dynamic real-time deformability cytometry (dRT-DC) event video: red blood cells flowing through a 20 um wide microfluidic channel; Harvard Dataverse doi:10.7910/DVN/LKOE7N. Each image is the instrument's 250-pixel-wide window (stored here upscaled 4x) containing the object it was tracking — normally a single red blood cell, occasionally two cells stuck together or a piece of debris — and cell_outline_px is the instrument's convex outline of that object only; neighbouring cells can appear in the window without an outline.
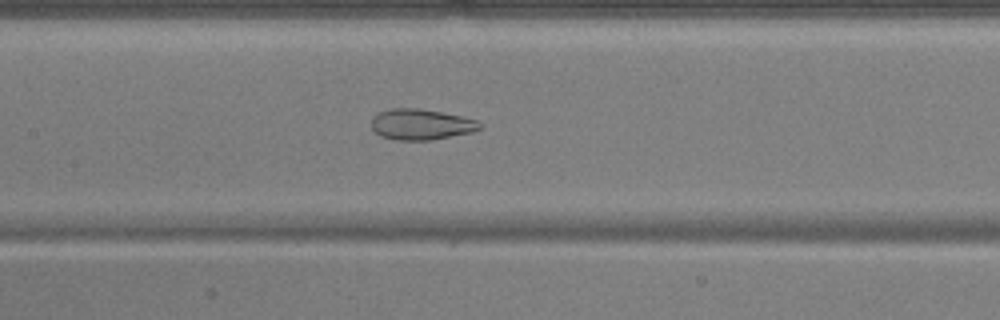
{"species": "common noctule bat (a hibernating species)", "species_latin": "Nyctalus noctula", "temperature_condition": "warm", "stored_images_in_passage": 54, "camera_frame_rate_fps": 3000, "um_per_image_px": 0.085, "animal": {"sex": "male", "body_mass_g": 17.9, "forearm_length_mm": 54.2}, "frame": {"image": 1, "passage_image": 26, "time_ms": 8.333, "image_size_px": [1000, 320], "cell_outline_px": [[480, 128], [472, 132], [432, 140], [396, 140], [380, 136], [372, 128], [372, 116], [388, 108], [420, 108], [460, 116], [476, 120], [480, 124]], "centroid_in_image_um": [35.75, 10.57], "position_along_channel_um": 171.7, "area_um2": 19.36}}
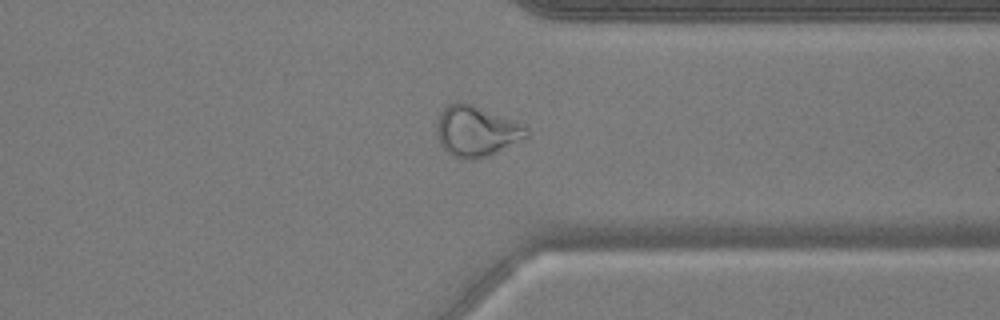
{"frame": {"image": 2, "passage_image": 42, "time_ms": 13.667, "image_size_px": [1000, 320], "cell_outline_px": [[528, 136], [488, 156], [452, 156], [440, 144], [436, 132], [436, 124], [440, 112], [448, 104], [456, 100], [464, 100], [516, 120], [528, 128]], "centroid_in_image_um": [40.47, 11.05], "position_along_channel_um": 370.9, "area_um2": 26.36}}
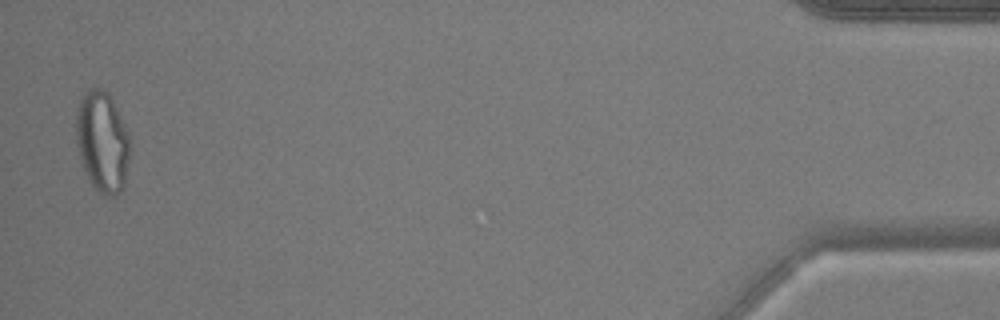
{"frame": {"image": 3, "passage_image": 53, "time_ms": 17.333, "image_size_px": [1000, 320], "cell_outline_px": [[132, 144], [124, 184], [120, 192], [116, 196], [104, 196], [92, 184], [84, 168], [76, 144], [76, 112], [80, 96], [84, 92], [92, 88], [104, 88], [108, 92], [128, 132]], "centroid_in_image_um": [8.71, 12.02], "position_along_channel_um": 426.5, "area_um2": 31.85}, "authors_computed_cell_mechanics": {"area_um2": 27.4261, "velocity_mm_per_s": 3.758, "shape_relaxation_time_tau1_ms": null, "shape_relaxation_time_tau2_ms": 1.4717, "deformation_change_tau1": null, "deformation_change_tau2": 0.0792}}